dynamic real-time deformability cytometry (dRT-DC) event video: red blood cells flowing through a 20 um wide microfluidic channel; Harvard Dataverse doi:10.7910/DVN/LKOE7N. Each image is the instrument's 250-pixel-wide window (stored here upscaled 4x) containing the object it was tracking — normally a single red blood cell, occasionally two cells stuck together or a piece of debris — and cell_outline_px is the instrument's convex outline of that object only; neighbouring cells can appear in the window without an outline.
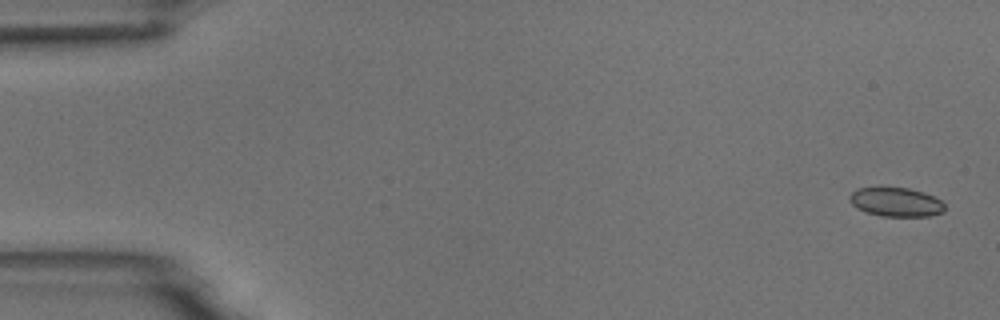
{"species": "common noctule bat (a hibernating species)", "species_latin": "Nyctalus noctula", "temperature_condition": "room temperature", "stored_images_in_passage": 7, "camera_frame_rate_fps": 3000, "um_per_image_px": 0.085, "animal": {"sex": "male", "body_mass_g": 18.8}, "frame": {"image": 1, "passage_image": 1, "time_ms": 0.0, "image_size_px": [1000, 320], "cell_outline_px": [[944, 212], [928, 216], [880, 216], [864, 212], [856, 208], [848, 200], [848, 196], [856, 188], [908, 188], [932, 196], [940, 200], [944, 204]], "centroid_in_image_um": [76.1, 17.19], "position_along_channel_um": 8.9, "area_um2": 16.01}}
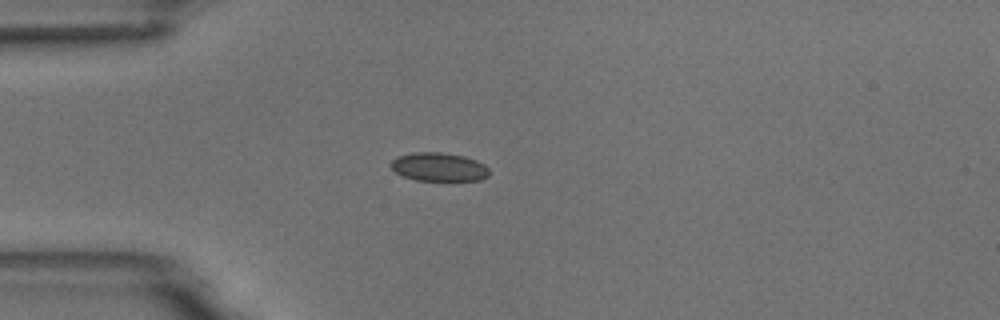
{"frame": {"image": 2, "passage_image": 4, "time_ms": 4.333, "image_size_px": [1000, 320], "cell_outline_px": [[488, 176], [480, 180], [416, 180], [404, 176], [396, 172], [388, 164], [396, 156], [412, 152], [440, 152], [464, 156], [476, 160], [484, 164], [488, 168]], "centroid_in_image_um": [37.27, 14.18], "position_along_channel_um": 47.7, "area_um2": 16.36}}